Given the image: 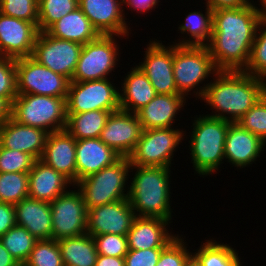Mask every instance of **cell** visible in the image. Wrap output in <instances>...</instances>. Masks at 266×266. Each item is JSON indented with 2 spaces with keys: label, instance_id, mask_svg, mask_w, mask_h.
<instances>
[{
  "label": "cell",
  "instance_id": "1",
  "mask_svg": "<svg viewBox=\"0 0 266 266\" xmlns=\"http://www.w3.org/2000/svg\"><path fill=\"white\" fill-rule=\"evenodd\" d=\"M261 17L251 3L243 8L213 10L212 37L207 46L218 70L246 68Z\"/></svg>",
  "mask_w": 266,
  "mask_h": 266
},
{
  "label": "cell",
  "instance_id": "2",
  "mask_svg": "<svg viewBox=\"0 0 266 266\" xmlns=\"http://www.w3.org/2000/svg\"><path fill=\"white\" fill-rule=\"evenodd\" d=\"M265 94V79L244 71L219 70L200 100L212 110L205 115L237 123Z\"/></svg>",
  "mask_w": 266,
  "mask_h": 266
},
{
  "label": "cell",
  "instance_id": "3",
  "mask_svg": "<svg viewBox=\"0 0 266 266\" xmlns=\"http://www.w3.org/2000/svg\"><path fill=\"white\" fill-rule=\"evenodd\" d=\"M130 173L128 200L135 215L172 221L171 168L131 166Z\"/></svg>",
  "mask_w": 266,
  "mask_h": 266
},
{
  "label": "cell",
  "instance_id": "4",
  "mask_svg": "<svg viewBox=\"0 0 266 266\" xmlns=\"http://www.w3.org/2000/svg\"><path fill=\"white\" fill-rule=\"evenodd\" d=\"M190 118H193L191 131L184 130V138L186 141L190 139L188 153L194 174H199L202 178L217 174L225 161L224 147L231 122L204 113ZM186 132L190 134L186 135Z\"/></svg>",
  "mask_w": 266,
  "mask_h": 266
},
{
  "label": "cell",
  "instance_id": "5",
  "mask_svg": "<svg viewBox=\"0 0 266 266\" xmlns=\"http://www.w3.org/2000/svg\"><path fill=\"white\" fill-rule=\"evenodd\" d=\"M218 71L208 46L173 44V73L180 94L189 99L190 96H194L196 100L201 99L211 82L208 79Z\"/></svg>",
  "mask_w": 266,
  "mask_h": 266
},
{
  "label": "cell",
  "instance_id": "6",
  "mask_svg": "<svg viewBox=\"0 0 266 266\" xmlns=\"http://www.w3.org/2000/svg\"><path fill=\"white\" fill-rule=\"evenodd\" d=\"M131 163L129 157H120L112 165L93 173L75 184L86 209L128 198Z\"/></svg>",
  "mask_w": 266,
  "mask_h": 266
},
{
  "label": "cell",
  "instance_id": "7",
  "mask_svg": "<svg viewBox=\"0 0 266 266\" xmlns=\"http://www.w3.org/2000/svg\"><path fill=\"white\" fill-rule=\"evenodd\" d=\"M67 97L18 94L12 104V119L17 123L36 127L49 134L67 125Z\"/></svg>",
  "mask_w": 266,
  "mask_h": 266
},
{
  "label": "cell",
  "instance_id": "8",
  "mask_svg": "<svg viewBox=\"0 0 266 266\" xmlns=\"http://www.w3.org/2000/svg\"><path fill=\"white\" fill-rule=\"evenodd\" d=\"M117 37L125 38V36L118 35L116 37L115 35H100L96 40L84 44L71 81L112 78L110 75H113L115 68L120 67L118 65L121 61L122 49L116 40Z\"/></svg>",
  "mask_w": 266,
  "mask_h": 266
},
{
  "label": "cell",
  "instance_id": "9",
  "mask_svg": "<svg viewBox=\"0 0 266 266\" xmlns=\"http://www.w3.org/2000/svg\"><path fill=\"white\" fill-rule=\"evenodd\" d=\"M183 128H157L143 130L141 138L129 156L131 166L167 167L173 165L175 152L185 141Z\"/></svg>",
  "mask_w": 266,
  "mask_h": 266
},
{
  "label": "cell",
  "instance_id": "10",
  "mask_svg": "<svg viewBox=\"0 0 266 266\" xmlns=\"http://www.w3.org/2000/svg\"><path fill=\"white\" fill-rule=\"evenodd\" d=\"M114 80L106 78L82 82L70 81L66 98L67 113L120 110L118 89L120 86L113 83Z\"/></svg>",
  "mask_w": 266,
  "mask_h": 266
},
{
  "label": "cell",
  "instance_id": "11",
  "mask_svg": "<svg viewBox=\"0 0 266 266\" xmlns=\"http://www.w3.org/2000/svg\"><path fill=\"white\" fill-rule=\"evenodd\" d=\"M18 94L67 97L70 80L30 57L16 59Z\"/></svg>",
  "mask_w": 266,
  "mask_h": 266
},
{
  "label": "cell",
  "instance_id": "12",
  "mask_svg": "<svg viewBox=\"0 0 266 266\" xmlns=\"http://www.w3.org/2000/svg\"><path fill=\"white\" fill-rule=\"evenodd\" d=\"M50 207L52 239L78 237L87 233V209L75 185L52 201Z\"/></svg>",
  "mask_w": 266,
  "mask_h": 266
},
{
  "label": "cell",
  "instance_id": "13",
  "mask_svg": "<svg viewBox=\"0 0 266 266\" xmlns=\"http://www.w3.org/2000/svg\"><path fill=\"white\" fill-rule=\"evenodd\" d=\"M83 45L39 32L31 57L55 73L72 80Z\"/></svg>",
  "mask_w": 266,
  "mask_h": 266
},
{
  "label": "cell",
  "instance_id": "14",
  "mask_svg": "<svg viewBox=\"0 0 266 266\" xmlns=\"http://www.w3.org/2000/svg\"><path fill=\"white\" fill-rule=\"evenodd\" d=\"M170 43V45H169ZM150 39L143 60L136 65L146 74L157 94H180L173 73V44Z\"/></svg>",
  "mask_w": 266,
  "mask_h": 266
},
{
  "label": "cell",
  "instance_id": "15",
  "mask_svg": "<svg viewBox=\"0 0 266 266\" xmlns=\"http://www.w3.org/2000/svg\"><path fill=\"white\" fill-rule=\"evenodd\" d=\"M78 6L100 35H118L128 39L133 34L132 20L126 18L131 12L124 11L123 0H78Z\"/></svg>",
  "mask_w": 266,
  "mask_h": 266
},
{
  "label": "cell",
  "instance_id": "16",
  "mask_svg": "<svg viewBox=\"0 0 266 266\" xmlns=\"http://www.w3.org/2000/svg\"><path fill=\"white\" fill-rule=\"evenodd\" d=\"M136 215L127 199L87 210V234L127 236Z\"/></svg>",
  "mask_w": 266,
  "mask_h": 266
},
{
  "label": "cell",
  "instance_id": "17",
  "mask_svg": "<svg viewBox=\"0 0 266 266\" xmlns=\"http://www.w3.org/2000/svg\"><path fill=\"white\" fill-rule=\"evenodd\" d=\"M143 127L135 113L112 112L103 128L100 140L120 157H129L141 138Z\"/></svg>",
  "mask_w": 266,
  "mask_h": 266
},
{
  "label": "cell",
  "instance_id": "18",
  "mask_svg": "<svg viewBox=\"0 0 266 266\" xmlns=\"http://www.w3.org/2000/svg\"><path fill=\"white\" fill-rule=\"evenodd\" d=\"M39 31L32 23L0 12V52L18 59L30 57Z\"/></svg>",
  "mask_w": 266,
  "mask_h": 266
},
{
  "label": "cell",
  "instance_id": "19",
  "mask_svg": "<svg viewBox=\"0 0 266 266\" xmlns=\"http://www.w3.org/2000/svg\"><path fill=\"white\" fill-rule=\"evenodd\" d=\"M266 150V143L258 136L242 128L237 123H230L225 147V162L240 170L255 164ZM262 153V154H261Z\"/></svg>",
  "mask_w": 266,
  "mask_h": 266
},
{
  "label": "cell",
  "instance_id": "20",
  "mask_svg": "<svg viewBox=\"0 0 266 266\" xmlns=\"http://www.w3.org/2000/svg\"><path fill=\"white\" fill-rule=\"evenodd\" d=\"M171 223L173 221L162 218L136 216L127 233L128 249L164 248L179 233H173Z\"/></svg>",
  "mask_w": 266,
  "mask_h": 266
},
{
  "label": "cell",
  "instance_id": "21",
  "mask_svg": "<svg viewBox=\"0 0 266 266\" xmlns=\"http://www.w3.org/2000/svg\"><path fill=\"white\" fill-rule=\"evenodd\" d=\"M76 142L77 140L66 129L52 132L47 137L40 158L74 185L76 184Z\"/></svg>",
  "mask_w": 266,
  "mask_h": 266
},
{
  "label": "cell",
  "instance_id": "22",
  "mask_svg": "<svg viewBox=\"0 0 266 266\" xmlns=\"http://www.w3.org/2000/svg\"><path fill=\"white\" fill-rule=\"evenodd\" d=\"M187 101L183 94H157L136 113L143 130L175 127V120L181 118L177 114L185 110Z\"/></svg>",
  "mask_w": 266,
  "mask_h": 266
},
{
  "label": "cell",
  "instance_id": "23",
  "mask_svg": "<svg viewBox=\"0 0 266 266\" xmlns=\"http://www.w3.org/2000/svg\"><path fill=\"white\" fill-rule=\"evenodd\" d=\"M48 135L45 130L17 123L12 118L0 125V144L7 149L28 153L35 160L41 158Z\"/></svg>",
  "mask_w": 266,
  "mask_h": 266
},
{
  "label": "cell",
  "instance_id": "24",
  "mask_svg": "<svg viewBox=\"0 0 266 266\" xmlns=\"http://www.w3.org/2000/svg\"><path fill=\"white\" fill-rule=\"evenodd\" d=\"M28 177L29 197L49 203L74 186L63 174L40 159L35 160Z\"/></svg>",
  "mask_w": 266,
  "mask_h": 266
},
{
  "label": "cell",
  "instance_id": "25",
  "mask_svg": "<svg viewBox=\"0 0 266 266\" xmlns=\"http://www.w3.org/2000/svg\"><path fill=\"white\" fill-rule=\"evenodd\" d=\"M120 156L100 138L76 142V183L81 179L112 165Z\"/></svg>",
  "mask_w": 266,
  "mask_h": 266
},
{
  "label": "cell",
  "instance_id": "26",
  "mask_svg": "<svg viewBox=\"0 0 266 266\" xmlns=\"http://www.w3.org/2000/svg\"><path fill=\"white\" fill-rule=\"evenodd\" d=\"M121 78L120 110L136 114L157 95L146 74L136 64Z\"/></svg>",
  "mask_w": 266,
  "mask_h": 266
},
{
  "label": "cell",
  "instance_id": "27",
  "mask_svg": "<svg viewBox=\"0 0 266 266\" xmlns=\"http://www.w3.org/2000/svg\"><path fill=\"white\" fill-rule=\"evenodd\" d=\"M15 206V222L36 239H52V210L49 202L26 197Z\"/></svg>",
  "mask_w": 266,
  "mask_h": 266
},
{
  "label": "cell",
  "instance_id": "28",
  "mask_svg": "<svg viewBox=\"0 0 266 266\" xmlns=\"http://www.w3.org/2000/svg\"><path fill=\"white\" fill-rule=\"evenodd\" d=\"M45 32L52 37L73 41L81 45L94 41L100 36L79 7L60 18Z\"/></svg>",
  "mask_w": 266,
  "mask_h": 266
},
{
  "label": "cell",
  "instance_id": "29",
  "mask_svg": "<svg viewBox=\"0 0 266 266\" xmlns=\"http://www.w3.org/2000/svg\"><path fill=\"white\" fill-rule=\"evenodd\" d=\"M205 13L201 10H195L185 14V20L178 24V34L181 33V39L171 41L176 45H194L207 46L212 37L213 10L205 4L203 6ZM183 35V36H182ZM177 41V42H176Z\"/></svg>",
  "mask_w": 266,
  "mask_h": 266
},
{
  "label": "cell",
  "instance_id": "30",
  "mask_svg": "<svg viewBox=\"0 0 266 266\" xmlns=\"http://www.w3.org/2000/svg\"><path fill=\"white\" fill-rule=\"evenodd\" d=\"M64 266H95L98 253L93 237L84 234L78 237L57 240Z\"/></svg>",
  "mask_w": 266,
  "mask_h": 266
},
{
  "label": "cell",
  "instance_id": "31",
  "mask_svg": "<svg viewBox=\"0 0 266 266\" xmlns=\"http://www.w3.org/2000/svg\"><path fill=\"white\" fill-rule=\"evenodd\" d=\"M115 111L93 110L67 113L66 130L76 139L100 138L110 114Z\"/></svg>",
  "mask_w": 266,
  "mask_h": 266
},
{
  "label": "cell",
  "instance_id": "32",
  "mask_svg": "<svg viewBox=\"0 0 266 266\" xmlns=\"http://www.w3.org/2000/svg\"><path fill=\"white\" fill-rule=\"evenodd\" d=\"M229 244L210 237L201 242V246H198L195 252L192 251V254L202 266H243L244 261L241 262L243 258L240 257L239 251Z\"/></svg>",
  "mask_w": 266,
  "mask_h": 266
},
{
  "label": "cell",
  "instance_id": "33",
  "mask_svg": "<svg viewBox=\"0 0 266 266\" xmlns=\"http://www.w3.org/2000/svg\"><path fill=\"white\" fill-rule=\"evenodd\" d=\"M3 246L23 266L38 239L20 225H15L0 237Z\"/></svg>",
  "mask_w": 266,
  "mask_h": 266
},
{
  "label": "cell",
  "instance_id": "34",
  "mask_svg": "<svg viewBox=\"0 0 266 266\" xmlns=\"http://www.w3.org/2000/svg\"><path fill=\"white\" fill-rule=\"evenodd\" d=\"M78 7V0H38V31L45 32L52 24Z\"/></svg>",
  "mask_w": 266,
  "mask_h": 266
},
{
  "label": "cell",
  "instance_id": "35",
  "mask_svg": "<svg viewBox=\"0 0 266 266\" xmlns=\"http://www.w3.org/2000/svg\"><path fill=\"white\" fill-rule=\"evenodd\" d=\"M28 196V173H0V202L15 205Z\"/></svg>",
  "mask_w": 266,
  "mask_h": 266
},
{
  "label": "cell",
  "instance_id": "36",
  "mask_svg": "<svg viewBox=\"0 0 266 266\" xmlns=\"http://www.w3.org/2000/svg\"><path fill=\"white\" fill-rule=\"evenodd\" d=\"M243 71L266 80V16L260 18L249 62Z\"/></svg>",
  "mask_w": 266,
  "mask_h": 266
},
{
  "label": "cell",
  "instance_id": "37",
  "mask_svg": "<svg viewBox=\"0 0 266 266\" xmlns=\"http://www.w3.org/2000/svg\"><path fill=\"white\" fill-rule=\"evenodd\" d=\"M23 266H64L57 240H37Z\"/></svg>",
  "mask_w": 266,
  "mask_h": 266
},
{
  "label": "cell",
  "instance_id": "38",
  "mask_svg": "<svg viewBox=\"0 0 266 266\" xmlns=\"http://www.w3.org/2000/svg\"><path fill=\"white\" fill-rule=\"evenodd\" d=\"M237 124L266 143V94L237 121Z\"/></svg>",
  "mask_w": 266,
  "mask_h": 266
},
{
  "label": "cell",
  "instance_id": "39",
  "mask_svg": "<svg viewBox=\"0 0 266 266\" xmlns=\"http://www.w3.org/2000/svg\"><path fill=\"white\" fill-rule=\"evenodd\" d=\"M34 162L28 153L7 149L0 144V173H29Z\"/></svg>",
  "mask_w": 266,
  "mask_h": 266
},
{
  "label": "cell",
  "instance_id": "40",
  "mask_svg": "<svg viewBox=\"0 0 266 266\" xmlns=\"http://www.w3.org/2000/svg\"><path fill=\"white\" fill-rule=\"evenodd\" d=\"M184 237V238H183ZM185 235L178 234L161 252L156 266H184L186 260L192 255Z\"/></svg>",
  "mask_w": 266,
  "mask_h": 266
},
{
  "label": "cell",
  "instance_id": "41",
  "mask_svg": "<svg viewBox=\"0 0 266 266\" xmlns=\"http://www.w3.org/2000/svg\"><path fill=\"white\" fill-rule=\"evenodd\" d=\"M0 12L38 26V0H0Z\"/></svg>",
  "mask_w": 266,
  "mask_h": 266
},
{
  "label": "cell",
  "instance_id": "42",
  "mask_svg": "<svg viewBox=\"0 0 266 266\" xmlns=\"http://www.w3.org/2000/svg\"><path fill=\"white\" fill-rule=\"evenodd\" d=\"M97 253L112 257H125L128 252L127 236L115 234H103L92 236Z\"/></svg>",
  "mask_w": 266,
  "mask_h": 266
},
{
  "label": "cell",
  "instance_id": "43",
  "mask_svg": "<svg viewBox=\"0 0 266 266\" xmlns=\"http://www.w3.org/2000/svg\"><path fill=\"white\" fill-rule=\"evenodd\" d=\"M0 96L17 97L16 59L0 55Z\"/></svg>",
  "mask_w": 266,
  "mask_h": 266
},
{
  "label": "cell",
  "instance_id": "44",
  "mask_svg": "<svg viewBox=\"0 0 266 266\" xmlns=\"http://www.w3.org/2000/svg\"><path fill=\"white\" fill-rule=\"evenodd\" d=\"M163 248H152L145 250L128 249L125 266H156Z\"/></svg>",
  "mask_w": 266,
  "mask_h": 266
},
{
  "label": "cell",
  "instance_id": "45",
  "mask_svg": "<svg viewBox=\"0 0 266 266\" xmlns=\"http://www.w3.org/2000/svg\"><path fill=\"white\" fill-rule=\"evenodd\" d=\"M15 225V206L0 202V237Z\"/></svg>",
  "mask_w": 266,
  "mask_h": 266
},
{
  "label": "cell",
  "instance_id": "46",
  "mask_svg": "<svg viewBox=\"0 0 266 266\" xmlns=\"http://www.w3.org/2000/svg\"><path fill=\"white\" fill-rule=\"evenodd\" d=\"M159 2H161L160 0H123V8L124 10H129V11H133L134 13L136 12L139 16L141 14L143 15L144 13H151L153 10H155L156 8H158L157 6L163 5V4H159ZM129 8V9H128ZM152 10V11H151ZM150 11V12H149Z\"/></svg>",
  "mask_w": 266,
  "mask_h": 266
},
{
  "label": "cell",
  "instance_id": "47",
  "mask_svg": "<svg viewBox=\"0 0 266 266\" xmlns=\"http://www.w3.org/2000/svg\"><path fill=\"white\" fill-rule=\"evenodd\" d=\"M212 10L228 9V8H243L251 3V0H204Z\"/></svg>",
  "mask_w": 266,
  "mask_h": 266
},
{
  "label": "cell",
  "instance_id": "48",
  "mask_svg": "<svg viewBox=\"0 0 266 266\" xmlns=\"http://www.w3.org/2000/svg\"><path fill=\"white\" fill-rule=\"evenodd\" d=\"M15 98L0 96V125L12 117V104Z\"/></svg>",
  "mask_w": 266,
  "mask_h": 266
},
{
  "label": "cell",
  "instance_id": "49",
  "mask_svg": "<svg viewBox=\"0 0 266 266\" xmlns=\"http://www.w3.org/2000/svg\"><path fill=\"white\" fill-rule=\"evenodd\" d=\"M95 266H125V259L98 254Z\"/></svg>",
  "mask_w": 266,
  "mask_h": 266
},
{
  "label": "cell",
  "instance_id": "50",
  "mask_svg": "<svg viewBox=\"0 0 266 266\" xmlns=\"http://www.w3.org/2000/svg\"><path fill=\"white\" fill-rule=\"evenodd\" d=\"M0 266H21L0 240Z\"/></svg>",
  "mask_w": 266,
  "mask_h": 266
},
{
  "label": "cell",
  "instance_id": "51",
  "mask_svg": "<svg viewBox=\"0 0 266 266\" xmlns=\"http://www.w3.org/2000/svg\"><path fill=\"white\" fill-rule=\"evenodd\" d=\"M257 2H259V4ZM257 2L251 0V4L257 9V11L261 14V16H266V0H257Z\"/></svg>",
  "mask_w": 266,
  "mask_h": 266
},
{
  "label": "cell",
  "instance_id": "52",
  "mask_svg": "<svg viewBox=\"0 0 266 266\" xmlns=\"http://www.w3.org/2000/svg\"><path fill=\"white\" fill-rule=\"evenodd\" d=\"M184 266H202L199 260L192 254L185 262Z\"/></svg>",
  "mask_w": 266,
  "mask_h": 266
}]
</instances>
